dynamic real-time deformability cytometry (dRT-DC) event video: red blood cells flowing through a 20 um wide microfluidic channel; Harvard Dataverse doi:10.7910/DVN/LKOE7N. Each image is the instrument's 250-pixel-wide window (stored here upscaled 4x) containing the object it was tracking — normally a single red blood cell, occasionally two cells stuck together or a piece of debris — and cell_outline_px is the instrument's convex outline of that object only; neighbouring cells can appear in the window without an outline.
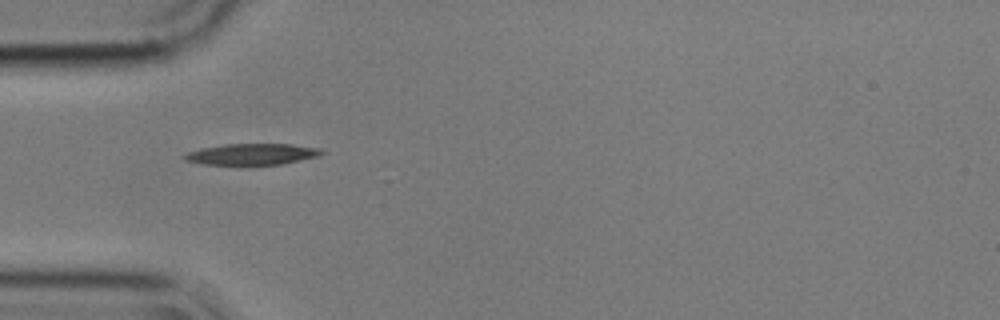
{"species": "common noctule bat (a hibernating species)", "species_latin": "Nyctalus noctula", "temperature_condition": "cold", "stored_images_in_passage": 22, "camera_frame_rate_fps": 3000, "um_per_image_px": 0.085, "animal": {"sex": "male", "body_mass_g": 17.9}, "frame": {"image": 1, "passage_image": 1, "time_ms": 0.0, "image_size_px": [1000, 320], "cell_outline_px": [[324, 152], [320, 156], [284, 164], [248, 168], [204, 164], [184, 160], [180, 156], [188, 152], [200, 148], [224, 144], [292, 144], [320, 148]], "centroid_in_image_um": [21.39, 13.16], "position_along_channel_um": 63.6, "area_um2": 18.15}}
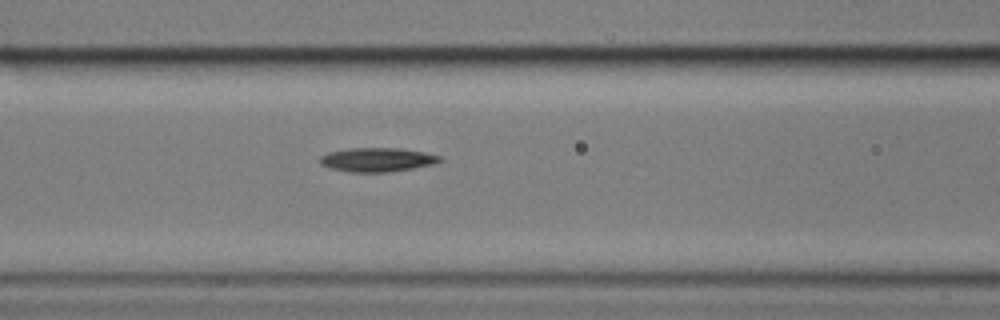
{"frame": {"image": 2, "passage_image": 7, "time_ms": 2.0, "image_size_px": [1000, 320], "cell_outline_px": [[444, 160], [436, 164], [388, 172], [348, 172], [328, 168], [320, 164], [320, 156], [328, 152], [352, 148], [396, 148], [424, 152], [440, 156]], "centroid_in_image_um": [32.06, 13.58], "position_along_channel_um": 134.5, "area_um2": 16.82}}
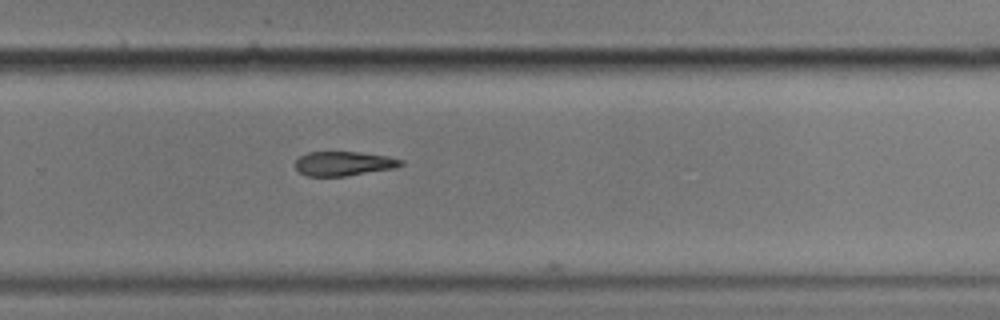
{"frame": {"image": 3, "passage_image": 21, "time_ms": 6.667, "image_size_px": [1000, 320], "cell_outline_px": [[404, 164], [396, 168], [344, 176], [308, 176], [300, 172], [296, 168], [296, 160], [300, 156], [308, 152], [356, 152], [388, 156], [404, 160]], "centroid_in_image_um": [29.25, 13.9], "position_along_channel_um": 300.6, "area_um2": 14.91}}